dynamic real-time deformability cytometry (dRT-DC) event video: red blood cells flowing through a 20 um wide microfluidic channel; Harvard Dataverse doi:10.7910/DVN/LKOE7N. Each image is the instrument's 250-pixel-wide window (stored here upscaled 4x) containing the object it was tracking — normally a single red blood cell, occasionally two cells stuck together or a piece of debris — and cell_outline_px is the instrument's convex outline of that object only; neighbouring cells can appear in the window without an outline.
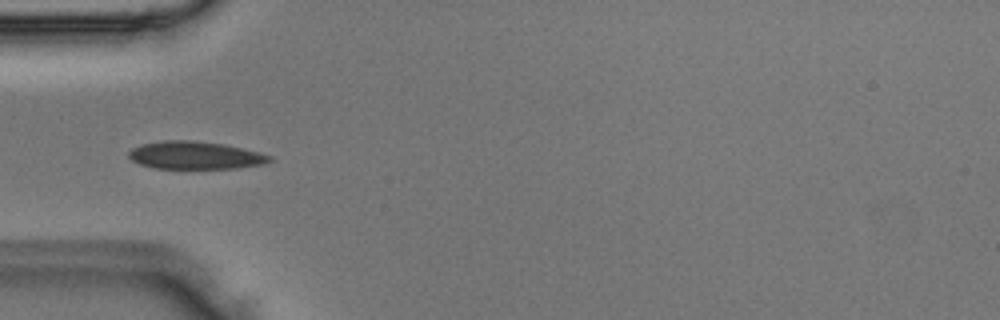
{"species": "Egyptian fruit bat (a non-hibernating species)", "species_latin": "Rousettus aegyptiacus", "temperature_condition": "room temperature", "stored_images_in_passage": 4, "camera_frame_rate_fps": 3000, "um_per_image_px": 0.085, "animal": {"sex": "male"}, "frame": {"image": 1, "passage_image": 4, "time_ms": 1.0, "image_size_px": [1000, 320], "cell_outline_px": [[272, 160], [264, 164], [236, 168], [156, 168], [140, 164], [132, 160], [128, 156], [128, 152], [132, 148], [140, 144], [164, 140], [192, 140], [224, 144], [272, 156]], "centroid_in_image_um": [16.55, 13.19], "position_along_channel_um": 68.4, "area_um2": 22.6}}